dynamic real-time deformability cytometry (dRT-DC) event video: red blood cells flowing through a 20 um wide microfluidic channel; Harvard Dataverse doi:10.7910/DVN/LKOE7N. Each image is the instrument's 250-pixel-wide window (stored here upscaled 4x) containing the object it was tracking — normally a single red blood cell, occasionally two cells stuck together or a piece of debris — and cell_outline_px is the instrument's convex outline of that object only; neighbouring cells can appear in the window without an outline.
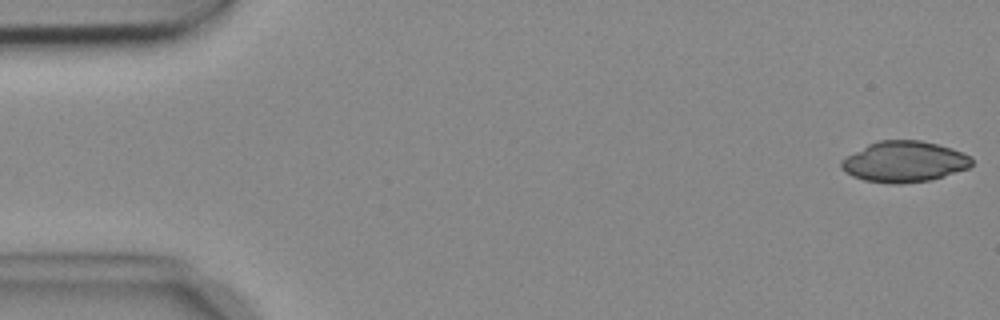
{"species": "common noctule bat (a hibernating species)", "species_latin": "Nyctalus noctula", "temperature_condition": "cold", "stored_images_in_passage": 5, "camera_frame_rate_fps": 3000, "um_per_image_px": 0.085, "animal": {"sex": "female", "body_mass_g": 18.4}, "frame": {"image": 1, "passage_image": 1, "time_ms": 0.0, "image_size_px": [1000, 320], "cell_outline_px": [[972, 164], [968, 168], [944, 176], [928, 180], [904, 184], [892, 184], [864, 180], [852, 176], [844, 172], [840, 168], [840, 160], [868, 144], [880, 140], [920, 140], [952, 148], [968, 156], [972, 160]], "centroid_in_image_um": [76.82, 13.75], "position_along_channel_um": 8.2, "area_um2": 30.98}}